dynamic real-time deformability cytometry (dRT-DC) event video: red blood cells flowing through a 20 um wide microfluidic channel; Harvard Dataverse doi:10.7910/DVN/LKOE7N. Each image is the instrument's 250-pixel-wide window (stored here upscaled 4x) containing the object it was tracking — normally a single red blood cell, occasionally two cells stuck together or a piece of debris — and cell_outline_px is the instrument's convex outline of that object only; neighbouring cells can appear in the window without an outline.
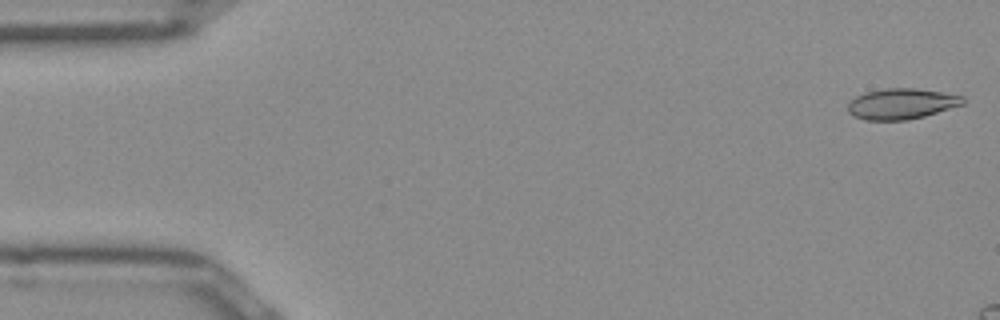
{"species": "Egyptian fruit bat (a non-hibernating species)", "species_latin": "Rousettus aegyptiacus", "temperature_condition": "room temperature", "stored_images_in_passage": 14, "camera_frame_rate_fps": 3000, "um_per_image_px": 0.085, "frame": {"image": 1, "passage_image": 1, "time_ms": 0.0, "image_size_px": [1000, 320], "cell_outline_px": [[964, 104], [924, 116], [908, 120], [864, 120], [852, 116], [848, 112], [848, 104], [856, 96], [868, 92], [884, 88], [916, 88], [964, 96]], "centroid_in_image_um": [76.61, 8.83], "position_along_channel_um": 8.4, "area_um2": 20.52}}